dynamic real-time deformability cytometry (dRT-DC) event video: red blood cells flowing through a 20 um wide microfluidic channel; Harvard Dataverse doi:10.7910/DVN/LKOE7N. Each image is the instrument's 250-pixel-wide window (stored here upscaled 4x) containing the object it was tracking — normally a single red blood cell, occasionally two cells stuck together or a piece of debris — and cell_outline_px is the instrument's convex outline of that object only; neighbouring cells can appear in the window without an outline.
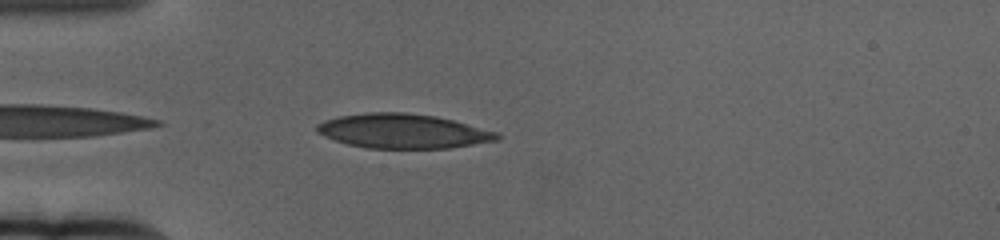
{"species": "human", "species_latin": "Homo sapiens", "temperature_condition": "cold", "stored_images_in_passage": 45, "camera_frame_rate_fps": 3000, "um_per_image_px": 0.085, "donor": {"sex": "female"}, "frame": {"image": 1, "passage_image": 2, "time_ms": 0.333, "image_size_px": [1000, 240], "cell_outline_px": [[500, 140], [448, 148], [368, 148], [348, 144], [324, 136], [316, 132], [316, 124], [324, 120], [340, 116], [368, 112], [404, 112], [436, 116], [452, 120], [496, 132], [500, 136]], "centroid_in_image_um": [34.22, 11.14], "position_along_channel_um": 50.8, "area_um2": 35.95}}
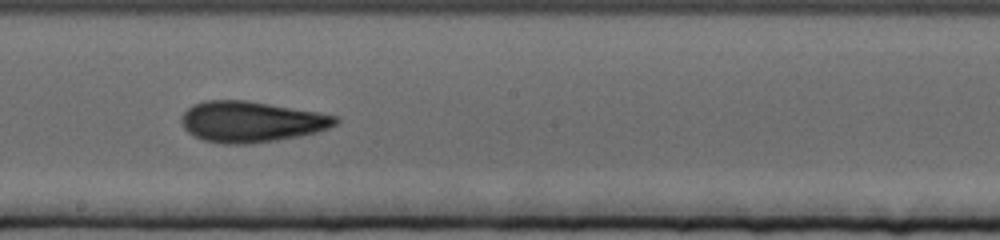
{"frame": {"image": 2, "passage_image": 19, "time_ms": 6.0, "image_size_px": [1000, 240], "cell_outline_px": [[340, 120], [336, 124], [328, 128], [316, 132], [300, 136], [276, 140], [248, 144], [224, 144], [204, 140], [188, 132], [184, 128], [184, 112], [192, 104], [208, 100], [244, 100], [340, 116]], "centroid_in_image_um": [21.39, 10.35], "position_along_channel_um": 226.8, "area_um2": 36.24}}
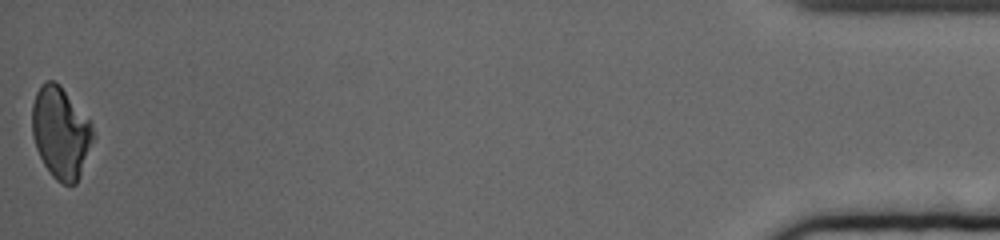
{"frame": {"image": 3, "passage_image": 45, "time_ms": 14.667, "image_size_px": [1000, 240], "cell_outline_px": [[96, 136], [80, 176], [76, 184], [64, 184], [56, 180], [52, 176], [44, 164], [36, 148], [32, 136], [32, 104], [36, 92], [40, 84], [48, 80], [52, 80], [60, 84], [92, 120]], "centroid_in_image_um": [5.2, 11.24], "position_along_channel_um": 430.0, "area_um2": 33.35}, "authors_computed_cell_mechanics": {"area_um2": 34.7956, "velocity_mm_per_s": 3.3622, "shape_relaxation_time_tau1_ms": 10.1097, "shape_relaxation_time_tau2_ms": 2.4409, "deformation_change_tau1": 0.2051, "deformation_change_tau2": 0.0875}}